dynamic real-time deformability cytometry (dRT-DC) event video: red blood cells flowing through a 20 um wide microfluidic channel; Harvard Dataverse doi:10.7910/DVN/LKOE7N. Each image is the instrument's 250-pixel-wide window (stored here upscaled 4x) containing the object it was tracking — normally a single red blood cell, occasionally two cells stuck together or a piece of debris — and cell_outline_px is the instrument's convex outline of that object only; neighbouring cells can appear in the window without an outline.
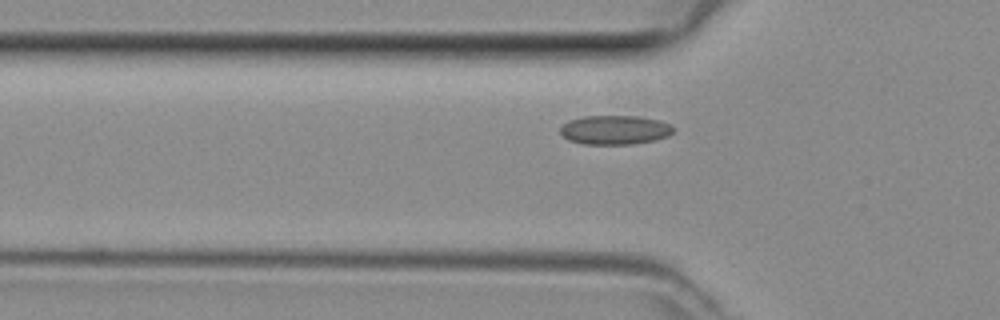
{"species": "common noctule bat (a hibernating species)", "species_latin": "Nyctalus noctula", "temperature_condition": "room temperature", "stored_images_in_passage": 42, "camera_frame_rate_fps": 3000, "um_per_image_px": 0.085, "animal": {"sex": "female", "body_mass_g": 29.2, "forearm_length_mm": 56.3}, "frame": {"image": 1, "passage_image": 12, "time_ms": 3.667, "image_size_px": [1000, 320], "cell_outline_px": [[676, 128], [668, 136], [652, 140], [632, 144], [584, 144], [568, 140], [560, 132], [560, 128], [568, 120], [584, 116], [636, 116], [660, 120], [672, 124]], "centroid_in_image_um": [52.28, 11.03], "position_along_channel_um": 73.5, "area_um2": 19.25}}
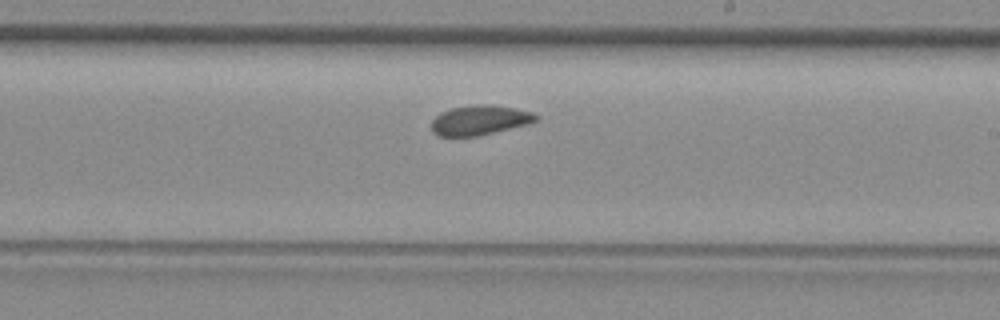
{"frame": {"image": 2, "passage_image": 24, "time_ms": 7.667, "image_size_px": [1000, 320], "cell_outline_px": [[540, 120], [528, 124], [480, 136], [440, 136], [432, 132], [432, 120], [440, 112], [452, 108], [476, 104], [492, 104], [516, 108], [532, 112], [540, 116]], "centroid_in_image_um": [40.82, 10.21], "position_along_channel_um": 248.2, "area_um2": 18.38}}
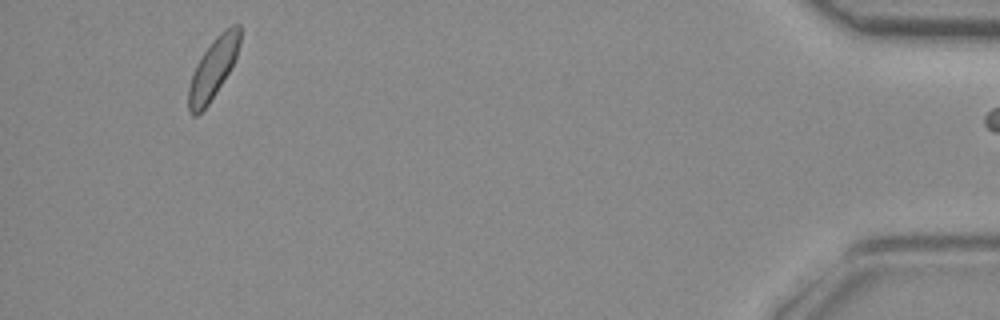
{"frame": {"image": 3, "passage_image": 41, "time_ms": 13.333, "image_size_px": [1000, 320], "cell_outline_px": [[240, 44], [236, 56], [228, 72], [216, 92], [208, 104], [196, 116], [192, 116], [188, 108], [188, 88], [196, 64], [204, 52], [216, 36], [220, 32], [232, 24], [240, 24]], "centroid_in_image_um": [18.11, 5.81], "position_along_channel_um": 417.1, "area_um2": 17.69}}